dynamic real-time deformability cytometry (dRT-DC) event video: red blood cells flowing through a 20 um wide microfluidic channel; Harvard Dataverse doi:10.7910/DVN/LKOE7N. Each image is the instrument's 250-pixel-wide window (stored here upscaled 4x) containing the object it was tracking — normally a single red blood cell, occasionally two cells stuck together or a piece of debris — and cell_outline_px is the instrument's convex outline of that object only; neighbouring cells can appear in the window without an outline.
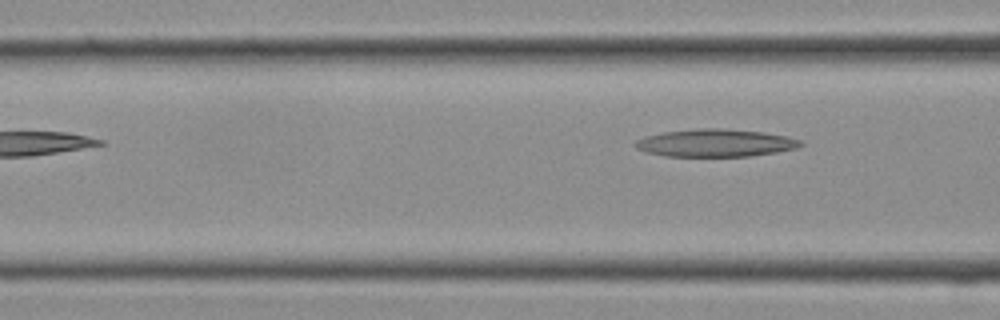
{"species": "Egyptian fruit bat (a non-hibernating species)", "species_latin": "Rousettus aegyptiacus", "temperature_condition": "cold", "stored_images_in_passage": 6, "segment_of_instrument_passage": [2, 2], "camera_frame_rate_fps": 3000, "um_per_image_px": 0.085, "frame": {"image": 1, "passage_image": 6, "time_ms": 1.667, "image_size_px": [1000, 320], "cell_outline_px": [[804, 144], [796, 148], [776, 152], [752, 156], [664, 156], [644, 152], [636, 148], [632, 144], [636, 140], [644, 136], [664, 132], [700, 128], [724, 128], [764, 132], [788, 136], [800, 140]], "centroid_in_image_um": [60.79, 12.15], "position_along_channel_um": 105.8, "area_um2": 26.82}}